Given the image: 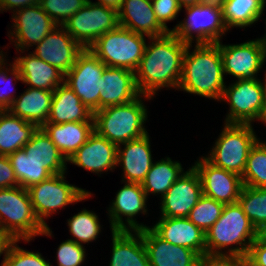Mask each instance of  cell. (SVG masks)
I'll return each instance as SVG.
<instances>
[{"label":"cell","mask_w":266,"mask_h":266,"mask_svg":"<svg viewBox=\"0 0 266 266\" xmlns=\"http://www.w3.org/2000/svg\"><path fill=\"white\" fill-rule=\"evenodd\" d=\"M193 167L199 174L203 195L223 204L238 202L244 186L241 176L214 166L205 157L196 161Z\"/></svg>","instance_id":"5bb4252c"},{"label":"cell","mask_w":266,"mask_h":266,"mask_svg":"<svg viewBox=\"0 0 266 266\" xmlns=\"http://www.w3.org/2000/svg\"><path fill=\"white\" fill-rule=\"evenodd\" d=\"M261 2H262V4H263L264 7H265V3H266V1H265V0H261Z\"/></svg>","instance_id":"6f0895ef"},{"label":"cell","mask_w":266,"mask_h":266,"mask_svg":"<svg viewBox=\"0 0 266 266\" xmlns=\"http://www.w3.org/2000/svg\"><path fill=\"white\" fill-rule=\"evenodd\" d=\"M40 0H0V10H11L17 11L22 9L23 7L32 6V5H39Z\"/></svg>","instance_id":"7dc6e473"},{"label":"cell","mask_w":266,"mask_h":266,"mask_svg":"<svg viewBox=\"0 0 266 266\" xmlns=\"http://www.w3.org/2000/svg\"><path fill=\"white\" fill-rule=\"evenodd\" d=\"M4 66H5V60L0 63V83L6 82L9 84L10 83L9 80L10 81L13 80L9 78L8 72L4 69ZM5 92L0 91V110H8L15 100L14 94L12 95L11 93L8 94L7 92L6 93Z\"/></svg>","instance_id":"bcb514c9"},{"label":"cell","mask_w":266,"mask_h":266,"mask_svg":"<svg viewBox=\"0 0 266 266\" xmlns=\"http://www.w3.org/2000/svg\"><path fill=\"white\" fill-rule=\"evenodd\" d=\"M119 26L148 38L166 35V31L157 21L152 0H122L118 11Z\"/></svg>","instance_id":"d4e9b609"},{"label":"cell","mask_w":266,"mask_h":266,"mask_svg":"<svg viewBox=\"0 0 266 266\" xmlns=\"http://www.w3.org/2000/svg\"><path fill=\"white\" fill-rule=\"evenodd\" d=\"M245 262L247 266H266V243L255 240L250 245Z\"/></svg>","instance_id":"ee69618b"},{"label":"cell","mask_w":266,"mask_h":266,"mask_svg":"<svg viewBox=\"0 0 266 266\" xmlns=\"http://www.w3.org/2000/svg\"><path fill=\"white\" fill-rule=\"evenodd\" d=\"M48 33L32 53L66 74L74 66L84 48L61 25Z\"/></svg>","instance_id":"ac0fdd59"},{"label":"cell","mask_w":266,"mask_h":266,"mask_svg":"<svg viewBox=\"0 0 266 266\" xmlns=\"http://www.w3.org/2000/svg\"><path fill=\"white\" fill-rule=\"evenodd\" d=\"M255 235L256 228L239 202L225 204L220 218L205 232L206 256L245 259L250 245L255 241ZM233 244L240 246L231 248ZM225 248L229 249L224 253L222 249Z\"/></svg>","instance_id":"3957f363"},{"label":"cell","mask_w":266,"mask_h":266,"mask_svg":"<svg viewBox=\"0 0 266 266\" xmlns=\"http://www.w3.org/2000/svg\"><path fill=\"white\" fill-rule=\"evenodd\" d=\"M258 120H261L262 122H265L264 124H266V85H265V90H264V95H263L262 108H261Z\"/></svg>","instance_id":"f5cc1de1"},{"label":"cell","mask_w":266,"mask_h":266,"mask_svg":"<svg viewBox=\"0 0 266 266\" xmlns=\"http://www.w3.org/2000/svg\"><path fill=\"white\" fill-rule=\"evenodd\" d=\"M0 230L11 240L29 242L52 231L36 217L28 190L21 186L0 189Z\"/></svg>","instance_id":"277c9868"},{"label":"cell","mask_w":266,"mask_h":266,"mask_svg":"<svg viewBox=\"0 0 266 266\" xmlns=\"http://www.w3.org/2000/svg\"><path fill=\"white\" fill-rule=\"evenodd\" d=\"M19 240H12L5 252L1 266H52L39 252L26 251L17 246Z\"/></svg>","instance_id":"f35d334b"},{"label":"cell","mask_w":266,"mask_h":266,"mask_svg":"<svg viewBox=\"0 0 266 266\" xmlns=\"http://www.w3.org/2000/svg\"><path fill=\"white\" fill-rule=\"evenodd\" d=\"M94 122L91 112L75 92L65 83L53 91L51 107L46 123Z\"/></svg>","instance_id":"484cf974"},{"label":"cell","mask_w":266,"mask_h":266,"mask_svg":"<svg viewBox=\"0 0 266 266\" xmlns=\"http://www.w3.org/2000/svg\"><path fill=\"white\" fill-rule=\"evenodd\" d=\"M140 95L135 72L125 68L105 67L101 78L99 109L129 103Z\"/></svg>","instance_id":"44dd1931"},{"label":"cell","mask_w":266,"mask_h":266,"mask_svg":"<svg viewBox=\"0 0 266 266\" xmlns=\"http://www.w3.org/2000/svg\"><path fill=\"white\" fill-rule=\"evenodd\" d=\"M56 254L58 266H80L86 256L83 245L71 239L62 242Z\"/></svg>","instance_id":"60d3db41"},{"label":"cell","mask_w":266,"mask_h":266,"mask_svg":"<svg viewBox=\"0 0 266 266\" xmlns=\"http://www.w3.org/2000/svg\"><path fill=\"white\" fill-rule=\"evenodd\" d=\"M37 126L9 110H0V155L8 156L22 149L30 140Z\"/></svg>","instance_id":"f546056e"},{"label":"cell","mask_w":266,"mask_h":266,"mask_svg":"<svg viewBox=\"0 0 266 266\" xmlns=\"http://www.w3.org/2000/svg\"><path fill=\"white\" fill-rule=\"evenodd\" d=\"M96 3L114 9L116 11H119L122 0H98V2Z\"/></svg>","instance_id":"681fc988"},{"label":"cell","mask_w":266,"mask_h":266,"mask_svg":"<svg viewBox=\"0 0 266 266\" xmlns=\"http://www.w3.org/2000/svg\"><path fill=\"white\" fill-rule=\"evenodd\" d=\"M87 1L88 0H40L39 5L57 25L61 26L81 9Z\"/></svg>","instance_id":"ab89813d"},{"label":"cell","mask_w":266,"mask_h":266,"mask_svg":"<svg viewBox=\"0 0 266 266\" xmlns=\"http://www.w3.org/2000/svg\"><path fill=\"white\" fill-rule=\"evenodd\" d=\"M65 173L52 175L47 180L41 181L29 187L28 193L39 221L48 226L44 221L58 208H64L68 204L77 203L91 196V193L66 183Z\"/></svg>","instance_id":"ba28073f"},{"label":"cell","mask_w":266,"mask_h":266,"mask_svg":"<svg viewBox=\"0 0 266 266\" xmlns=\"http://www.w3.org/2000/svg\"><path fill=\"white\" fill-rule=\"evenodd\" d=\"M53 91L28 87L8 109L13 115L42 127L48 119Z\"/></svg>","instance_id":"f1b7e54d"},{"label":"cell","mask_w":266,"mask_h":266,"mask_svg":"<svg viewBox=\"0 0 266 266\" xmlns=\"http://www.w3.org/2000/svg\"><path fill=\"white\" fill-rule=\"evenodd\" d=\"M62 26L77 43L87 49L103 34L119 26L118 11L88 0Z\"/></svg>","instance_id":"9c48e42d"},{"label":"cell","mask_w":266,"mask_h":266,"mask_svg":"<svg viewBox=\"0 0 266 266\" xmlns=\"http://www.w3.org/2000/svg\"><path fill=\"white\" fill-rule=\"evenodd\" d=\"M19 186L28 189L32 185L47 180L52 174L43 167V164L35 162L26 156L25 150L19 149L8 155Z\"/></svg>","instance_id":"836d02e7"},{"label":"cell","mask_w":266,"mask_h":266,"mask_svg":"<svg viewBox=\"0 0 266 266\" xmlns=\"http://www.w3.org/2000/svg\"><path fill=\"white\" fill-rule=\"evenodd\" d=\"M112 244L109 266H151L140 231L113 230Z\"/></svg>","instance_id":"4316f807"},{"label":"cell","mask_w":266,"mask_h":266,"mask_svg":"<svg viewBox=\"0 0 266 266\" xmlns=\"http://www.w3.org/2000/svg\"><path fill=\"white\" fill-rule=\"evenodd\" d=\"M196 266H247L245 259L226 256H202Z\"/></svg>","instance_id":"f6af8a7d"},{"label":"cell","mask_w":266,"mask_h":266,"mask_svg":"<svg viewBox=\"0 0 266 266\" xmlns=\"http://www.w3.org/2000/svg\"><path fill=\"white\" fill-rule=\"evenodd\" d=\"M265 80L237 79L228 88L225 86L220 100L229 102L230 112L226 115V124H252L259 118L262 108Z\"/></svg>","instance_id":"7c38bea8"},{"label":"cell","mask_w":266,"mask_h":266,"mask_svg":"<svg viewBox=\"0 0 266 266\" xmlns=\"http://www.w3.org/2000/svg\"><path fill=\"white\" fill-rule=\"evenodd\" d=\"M11 241L12 240L0 230V256L1 254H5L6 249Z\"/></svg>","instance_id":"816d5d0a"},{"label":"cell","mask_w":266,"mask_h":266,"mask_svg":"<svg viewBox=\"0 0 266 266\" xmlns=\"http://www.w3.org/2000/svg\"><path fill=\"white\" fill-rule=\"evenodd\" d=\"M19 186L8 156L0 155V189Z\"/></svg>","instance_id":"7bdbcfd3"},{"label":"cell","mask_w":266,"mask_h":266,"mask_svg":"<svg viewBox=\"0 0 266 266\" xmlns=\"http://www.w3.org/2000/svg\"><path fill=\"white\" fill-rule=\"evenodd\" d=\"M98 220V216L94 212L86 209L74 215L68 220L69 231L75 238V240H71L80 245L96 240L101 232Z\"/></svg>","instance_id":"8d00e7d4"},{"label":"cell","mask_w":266,"mask_h":266,"mask_svg":"<svg viewBox=\"0 0 266 266\" xmlns=\"http://www.w3.org/2000/svg\"><path fill=\"white\" fill-rule=\"evenodd\" d=\"M41 128L68 160L94 132V122L45 123Z\"/></svg>","instance_id":"83f0119b"},{"label":"cell","mask_w":266,"mask_h":266,"mask_svg":"<svg viewBox=\"0 0 266 266\" xmlns=\"http://www.w3.org/2000/svg\"><path fill=\"white\" fill-rule=\"evenodd\" d=\"M179 3V6L182 8L187 7V6H191V5H195V4H199L200 0H177Z\"/></svg>","instance_id":"db71d44e"},{"label":"cell","mask_w":266,"mask_h":266,"mask_svg":"<svg viewBox=\"0 0 266 266\" xmlns=\"http://www.w3.org/2000/svg\"><path fill=\"white\" fill-rule=\"evenodd\" d=\"M203 195L202 184L197 171L190 168L173 183L172 187L162 196L161 217H188L191 209Z\"/></svg>","instance_id":"9a60e30c"},{"label":"cell","mask_w":266,"mask_h":266,"mask_svg":"<svg viewBox=\"0 0 266 266\" xmlns=\"http://www.w3.org/2000/svg\"><path fill=\"white\" fill-rule=\"evenodd\" d=\"M118 146L95 130L88 140L67 160L93 173L112 170L117 166Z\"/></svg>","instance_id":"ffe728a7"},{"label":"cell","mask_w":266,"mask_h":266,"mask_svg":"<svg viewBox=\"0 0 266 266\" xmlns=\"http://www.w3.org/2000/svg\"><path fill=\"white\" fill-rule=\"evenodd\" d=\"M224 206L225 204L202 195L187 218L206 232L220 218Z\"/></svg>","instance_id":"74e56055"},{"label":"cell","mask_w":266,"mask_h":266,"mask_svg":"<svg viewBox=\"0 0 266 266\" xmlns=\"http://www.w3.org/2000/svg\"><path fill=\"white\" fill-rule=\"evenodd\" d=\"M242 182L244 186L266 188V142L257 140L251 147Z\"/></svg>","instance_id":"e575fe53"},{"label":"cell","mask_w":266,"mask_h":266,"mask_svg":"<svg viewBox=\"0 0 266 266\" xmlns=\"http://www.w3.org/2000/svg\"><path fill=\"white\" fill-rule=\"evenodd\" d=\"M238 202L255 228L266 222V188L243 186Z\"/></svg>","instance_id":"d590c367"},{"label":"cell","mask_w":266,"mask_h":266,"mask_svg":"<svg viewBox=\"0 0 266 266\" xmlns=\"http://www.w3.org/2000/svg\"><path fill=\"white\" fill-rule=\"evenodd\" d=\"M153 11L159 24L168 32L166 22L176 19L181 7L177 0H152Z\"/></svg>","instance_id":"b9f144b4"},{"label":"cell","mask_w":266,"mask_h":266,"mask_svg":"<svg viewBox=\"0 0 266 266\" xmlns=\"http://www.w3.org/2000/svg\"><path fill=\"white\" fill-rule=\"evenodd\" d=\"M219 42L224 74L237 79H258L257 73L266 62V53L260 38L241 44L223 45Z\"/></svg>","instance_id":"4fadbf2b"},{"label":"cell","mask_w":266,"mask_h":266,"mask_svg":"<svg viewBox=\"0 0 266 266\" xmlns=\"http://www.w3.org/2000/svg\"><path fill=\"white\" fill-rule=\"evenodd\" d=\"M260 40L266 53V34H265V37L260 38Z\"/></svg>","instance_id":"11a10c76"},{"label":"cell","mask_w":266,"mask_h":266,"mask_svg":"<svg viewBox=\"0 0 266 266\" xmlns=\"http://www.w3.org/2000/svg\"><path fill=\"white\" fill-rule=\"evenodd\" d=\"M151 266H196L200 256L193 250L159 237L150 227L139 230Z\"/></svg>","instance_id":"603a6c76"},{"label":"cell","mask_w":266,"mask_h":266,"mask_svg":"<svg viewBox=\"0 0 266 266\" xmlns=\"http://www.w3.org/2000/svg\"><path fill=\"white\" fill-rule=\"evenodd\" d=\"M147 195L141 186V183L125 182V185L117 192L115 200L109 207L111 231L129 230L139 231L147 228L144 224H139L133 217L138 213L146 214ZM126 216L127 219L122 218ZM129 227V228H128Z\"/></svg>","instance_id":"2e32d148"},{"label":"cell","mask_w":266,"mask_h":266,"mask_svg":"<svg viewBox=\"0 0 266 266\" xmlns=\"http://www.w3.org/2000/svg\"><path fill=\"white\" fill-rule=\"evenodd\" d=\"M185 10L187 19L171 30L183 43L192 45L195 38L196 44L218 43L221 36L228 31L222 10L201 4L187 6ZM193 33H196V36H193Z\"/></svg>","instance_id":"30bf717a"},{"label":"cell","mask_w":266,"mask_h":266,"mask_svg":"<svg viewBox=\"0 0 266 266\" xmlns=\"http://www.w3.org/2000/svg\"><path fill=\"white\" fill-rule=\"evenodd\" d=\"M140 95L133 101L107 106L93 113L94 130L108 141L119 146L133 139H137L148 132L143 124L147 120V109Z\"/></svg>","instance_id":"5b68a950"},{"label":"cell","mask_w":266,"mask_h":266,"mask_svg":"<svg viewBox=\"0 0 266 266\" xmlns=\"http://www.w3.org/2000/svg\"><path fill=\"white\" fill-rule=\"evenodd\" d=\"M183 174L181 163L172 161L169 157L152 164L141 186L147 198L149 193L162 196L172 187L173 183Z\"/></svg>","instance_id":"1f68e13d"},{"label":"cell","mask_w":266,"mask_h":266,"mask_svg":"<svg viewBox=\"0 0 266 266\" xmlns=\"http://www.w3.org/2000/svg\"><path fill=\"white\" fill-rule=\"evenodd\" d=\"M144 36L118 26L99 37L88 49L108 67L135 72L146 47Z\"/></svg>","instance_id":"8992f818"},{"label":"cell","mask_w":266,"mask_h":266,"mask_svg":"<svg viewBox=\"0 0 266 266\" xmlns=\"http://www.w3.org/2000/svg\"><path fill=\"white\" fill-rule=\"evenodd\" d=\"M255 240L257 242L266 243V222L256 228Z\"/></svg>","instance_id":"f907efd6"},{"label":"cell","mask_w":266,"mask_h":266,"mask_svg":"<svg viewBox=\"0 0 266 266\" xmlns=\"http://www.w3.org/2000/svg\"><path fill=\"white\" fill-rule=\"evenodd\" d=\"M105 67L106 65L87 48L78 55L74 66L65 74L64 83L93 113L99 110L101 78Z\"/></svg>","instance_id":"8fae6325"},{"label":"cell","mask_w":266,"mask_h":266,"mask_svg":"<svg viewBox=\"0 0 266 266\" xmlns=\"http://www.w3.org/2000/svg\"><path fill=\"white\" fill-rule=\"evenodd\" d=\"M149 140L147 133L122 144L124 149L118 146L116 165L123 167V182L142 183L145 179L153 164Z\"/></svg>","instance_id":"cb8c5ba5"},{"label":"cell","mask_w":266,"mask_h":266,"mask_svg":"<svg viewBox=\"0 0 266 266\" xmlns=\"http://www.w3.org/2000/svg\"><path fill=\"white\" fill-rule=\"evenodd\" d=\"M11 66V70L7 66L6 70L10 71L15 80L22 81L31 88L54 91L64 83L65 74L33 53L18 57Z\"/></svg>","instance_id":"d6986e66"},{"label":"cell","mask_w":266,"mask_h":266,"mask_svg":"<svg viewBox=\"0 0 266 266\" xmlns=\"http://www.w3.org/2000/svg\"><path fill=\"white\" fill-rule=\"evenodd\" d=\"M190 47L188 44L183 56L178 89L219 101L226 86L219 42L196 44L191 53Z\"/></svg>","instance_id":"7a4b0ae2"},{"label":"cell","mask_w":266,"mask_h":266,"mask_svg":"<svg viewBox=\"0 0 266 266\" xmlns=\"http://www.w3.org/2000/svg\"><path fill=\"white\" fill-rule=\"evenodd\" d=\"M26 156L43 164L52 175L66 173L67 159L50 140L45 131L39 127L33 133L31 140L23 147Z\"/></svg>","instance_id":"4dcf8cb0"},{"label":"cell","mask_w":266,"mask_h":266,"mask_svg":"<svg viewBox=\"0 0 266 266\" xmlns=\"http://www.w3.org/2000/svg\"><path fill=\"white\" fill-rule=\"evenodd\" d=\"M226 0H200L199 4L223 11Z\"/></svg>","instance_id":"c3c4849f"},{"label":"cell","mask_w":266,"mask_h":266,"mask_svg":"<svg viewBox=\"0 0 266 266\" xmlns=\"http://www.w3.org/2000/svg\"><path fill=\"white\" fill-rule=\"evenodd\" d=\"M14 12H16L12 15L14 30L10 34L12 38L15 37V40H12L15 42V47L21 52L26 47L41 42L49 32L58 26L40 5L23 7Z\"/></svg>","instance_id":"e0dca14e"},{"label":"cell","mask_w":266,"mask_h":266,"mask_svg":"<svg viewBox=\"0 0 266 266\" xmlns=\"http://www.w3.org/2000/svg\"><path fill=\"white\" fill-rule=\"evenodd\" d=\"M210 155L205 157L214 166L242 177L249 151L257 136L251 124H226Z\"/></svg>","instance_id":"52a82bcc"},{"label":"cell","mask_w":266,"mask_h":266,"mask_svg":"<svg viewBox=\"0 0 266 266\" xmlns=\"http://www.w3.org/2000/svg\"><path fill=\"white\" fill-rule=\"evenodd\" d=\"M261 0H226L223 20L228 30L231 27H246L258 21L263 14Z\"/></svg>","instance_id":"d6a6232c"},{"label":"cell","mask_w":266,"mask_h":266,"mask_svg":"<svg viewBox=\"0 0 266 266\" xmlns=\"http://www.w3.org/2000/svg\"><path fill=\"white\" fill-rule=\"evenodd\" d=\"M2 52H3V51L0 52V63L3 62V61H4V58H5V57L3 56V53H2Z\"/></svg>","instance_id":"9f6ffc18"},{"label":"cell","mask_w":266,"mask_h":266,"mask_svg":"<svg viewBox=\"0 0 266 266\" xmlns=\"http://www.w3.org/2000/svg\"><path fill=\"white\" fill-rule=\"evenodd\" d=\"M151 229L171 244L187 247L200 257L206 256L205 232L187 217H161Z\"/></svg>","instance_id":"7402d4cb"},{"label":"cell","mask_w":266,"mask_h":266,"mask_svg":"<svg viewBox=\"0 0 266 266\" xmlns=\"http://www.w3.org/2000/svg\"><path fill=\"white\" fill-rule=\"evenodd\" d=\"M143 57L135 71L137 88L141 95L150 96L162 87L178 88L187 45L172 32L149 38Z\"/></svg>","instance_id":"6da1fadb"}]
</instances>
